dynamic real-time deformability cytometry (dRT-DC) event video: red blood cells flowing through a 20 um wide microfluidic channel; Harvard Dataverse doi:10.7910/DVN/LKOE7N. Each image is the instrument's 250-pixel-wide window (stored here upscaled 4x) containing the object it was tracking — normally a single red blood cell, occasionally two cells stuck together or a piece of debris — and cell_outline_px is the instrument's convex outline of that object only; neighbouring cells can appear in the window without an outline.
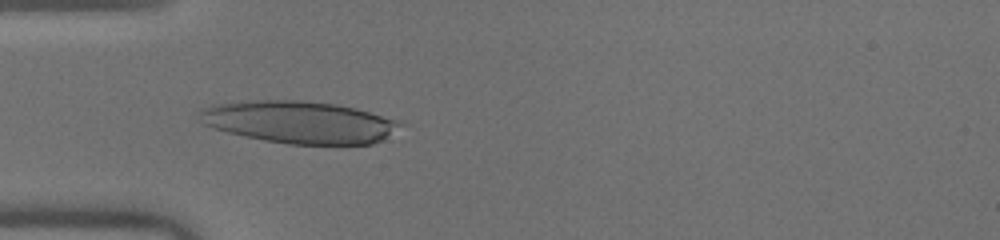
{"species": "human", "species_latin": "Homo sapiens", "temperature_condition": "warm", "stored_images_in_passage": 36, "camera_frame_rate_fps": 3000, "um_per_image_px": 0.085, "donor": {"sex": "male"}, "frame": {"image": 1, "passage_image": 5, "time_ms": 1.333, "image_size_px": [1000, 240], "cell_outline_px": [[404, 124], [380, 140], [372, 144], [288, 144], [264, 140], [244, 136], [228, 132], [204, 124], [200, 112], [200, 108], [212, 104], [252, 100], [300, 100], [336, 104], [356, 108], [400, 120]], "centroid_in_image_um": [25.45, 10.37], "position_along_channel_um": 59.5, "area_um2": 49.19}}
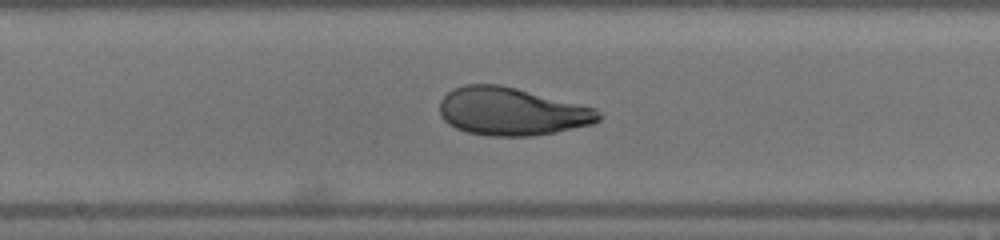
{"frame": {"image": 2, "passage_image": 16, "time_ms": 5.0, "image_size_px": [1000, 240], "cell_outline_px": [[604, 116], [596, 124], [556, 132], [532, 136], [488, 136], [468, 132], [456, 128], [448, 124], [440, 116], [440, 100], [452, 88], [464, 84], [500, 84], [596, 108]], "centroid_in_image_um": [43.51, 9.48], "position_along_channel_um": 204.7, "area_um2": 44.74}}
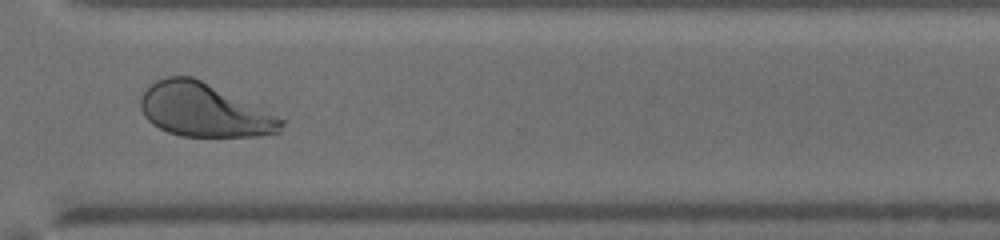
{"frame": {"image": 3, "passage_image": 27, "time_ms": 8.667, "image_size_px": [1000, 240], "cell_outline_px": [[284, 124], [280, 132], [260, 136], [180, 136], [168, 132], [152, 124], [144, 116], [140, 108], [140, 96], [156, 80], [168, 76], [192, 76], [276, 116], [284, 120]], "centroid_in_image_um": [17.29, 9.38], "position_along_channel_um": 353.3, "area_um2": 43.06}, "authors_computed_cell_mechanics": {"area_um2": 44.8239, "velocity_mm_per_s": 4.0536, "shape_relaxation_time_tau1_ms": 3.9854, "shape_relaxation_time_tau2_ms": 1.0306, "deformation_change_tau1": 0.2124, "deformation_change_tau2": 0.0681}}